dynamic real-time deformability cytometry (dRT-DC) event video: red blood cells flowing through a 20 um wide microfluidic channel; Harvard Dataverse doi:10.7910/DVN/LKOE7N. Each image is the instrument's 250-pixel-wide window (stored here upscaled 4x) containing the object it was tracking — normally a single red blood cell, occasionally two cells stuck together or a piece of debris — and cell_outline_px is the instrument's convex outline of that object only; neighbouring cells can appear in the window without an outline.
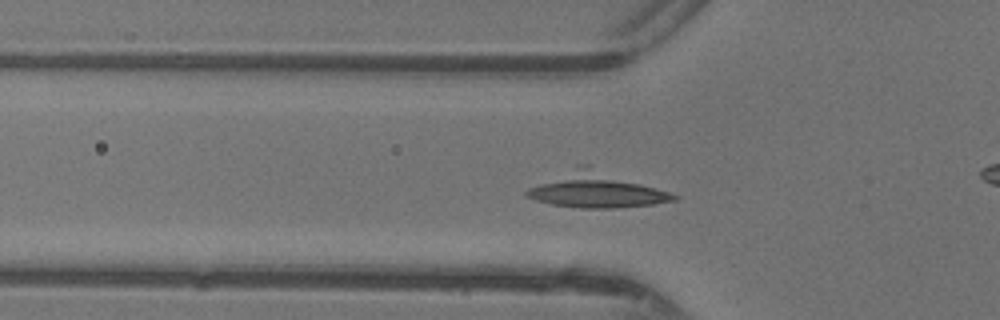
{"species": "common noctule bat (a hibernating species)", "species_latin": "Nyctalus noctula", "temperature_condition": "warm", "stored_images_in_passage": 44, "camera_frame_rate_fps": 3000, "um_per_image_px": 0.085, "animal": {"sex": "female"}, "frame": {"image": 1, "passage_image": 12, "time_ms": 3.667, "image_size_px": [1000, 320], "cell_outline_px": [[680, 196], [676, 200], [652, 204], [616, 208], [580, 208], [552, 204], [536, 200], [524, 196], [524, 192], [528, 188], [576, 164], [588, 164]], "centroid_in_image_um": [50.63, 16.13], "position_along_channel_um": 75.2, "area_um2": 30.23}}
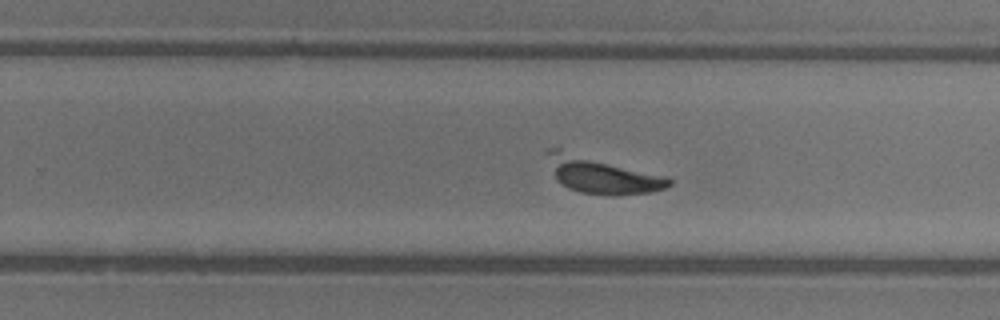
{"frame": {"image": 2, "passage_image": 26, "time_ms": 8.333, "image_size_px": [1000, 320], "cell_outline_px": [[672, 184], [664, 188], [652, 192], [620, 196], [612, 196], [580, 192], [568, 188], [560, 184], [556, 180], [544, 152], [548, 148], [560, 148], [672, 180]], "centroid_in_image_um": [51.03, 14.9], "position_along_channel_um": 278.8, "area_um2": 25.26}}
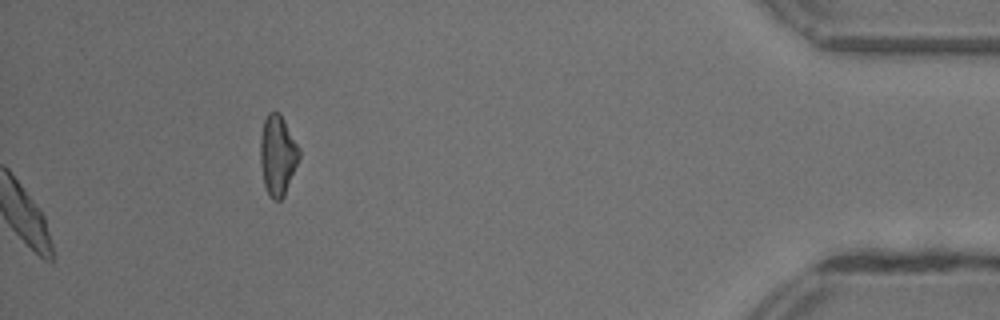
{"frame": {"image": 3, "passage_image": 44, "time_ms": 14.333, "image_size_px": [1000, 320], "cell_outline_px": [[300, 156], [284, 196], [280, 200], [272, 200], [268, 196], [264, 184], [260, 160], [260, 136], [264, 120], [268, 112], [280, 112], [300, 148]], "centroid_in_image_um": [23.59, 13.18], "position_along_channel_um": 411.6, "area_um2": 18.26}}